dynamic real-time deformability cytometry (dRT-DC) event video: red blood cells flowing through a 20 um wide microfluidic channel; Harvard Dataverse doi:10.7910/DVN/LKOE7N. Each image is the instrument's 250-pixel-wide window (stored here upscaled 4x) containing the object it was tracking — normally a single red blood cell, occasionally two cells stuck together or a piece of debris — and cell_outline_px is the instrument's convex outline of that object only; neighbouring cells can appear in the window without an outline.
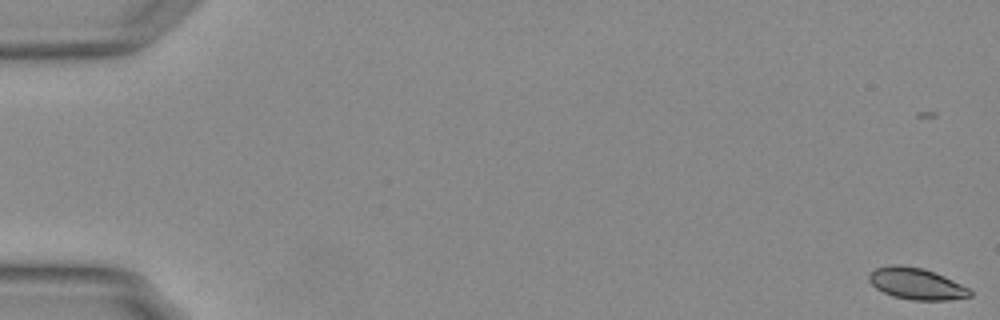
{"species": "Egyptian fruit bat (a non-hibernating species)", "species_latin": "Rousettus aegyptiacus", "temperature_condition": "warm", "stored_images_in_passage": 57, "camera_frame_rate_fps": 3000, "um_per_image_px": 0.085, "animal": {"sex": "female"}, "frame": {"image": 1, "passage_image": 1, "time_ms": 0.0, "image_size_px": [1000, 320], "cell_outline_px": [[972, 296], [948, 300], [912, 300], [892, 296], [876, 288], [868, 280], [868, 276], [876, 268], [892, 264], [900, 264], [924, 268], [944, 276], [968, 288], [972, 292]], "centroid_in_image_um": [77.88, 24.11], "position_along_channel_um": 7.1, "area_um2": 18.5}}
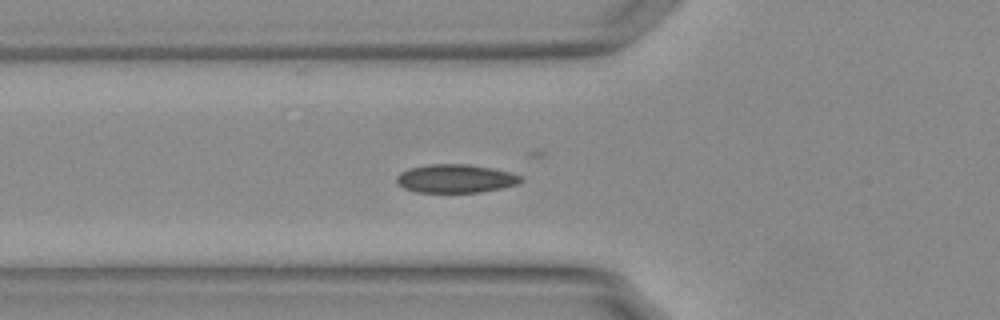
{"frame": {"image": 2, "passage_image": 21, "time_ms": 6.667, "image_size_px": [1000, 320], "cell_outline_px": [[524, 180], [516, 184], [500, 188], [480, 192], [416, 192], [404, 188], [396, 180], [396, 176], [400, 172], [412, 168], [428, 164], [468, 164], [508, 172], [524, 176]], "centroid_in_image_um": [38.72, 15.18], "position_along_channel_um": 87.1, "area_um2": 20.35}}
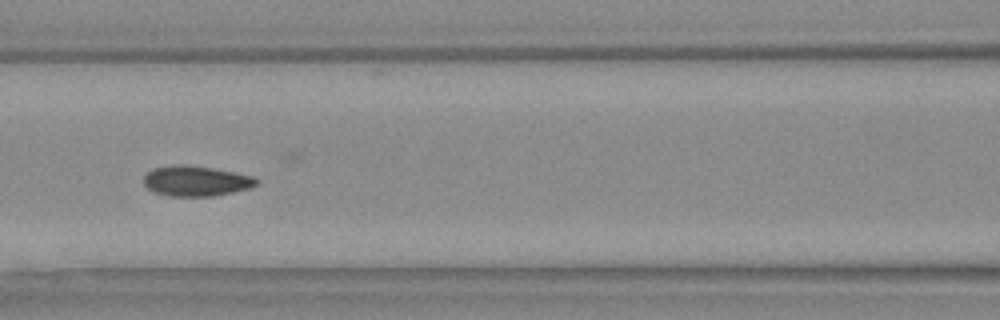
{"frame": {"image": 3, "passage_image": 26, "time_ms": 8.333, "image_size_px": [1000, 320], "cell_outline_px": [[260, 180], [256, 184], [248, 188], [216, 196], [168, 196], [152, 192], [144, 184], [144, 176], [152, 168], [180, 164], [212, 168], [252, 176]], "centroid_in_image_um": [16.62, 15.39], "position_along_channel_um": 150.0, "area_um2": 19.77}, "authors_computed_cell_mechanics": {"area_um2": 18.9584, "velocity_mm_per_s": 3.7442, "shape_relaxation_time_tau1_ms": 8.139, "shape_relaxation_time_tau2_ms": 2.4334, "deformation_change_tau1": 0.1652, "deformation_change_tau2": 0.038}}